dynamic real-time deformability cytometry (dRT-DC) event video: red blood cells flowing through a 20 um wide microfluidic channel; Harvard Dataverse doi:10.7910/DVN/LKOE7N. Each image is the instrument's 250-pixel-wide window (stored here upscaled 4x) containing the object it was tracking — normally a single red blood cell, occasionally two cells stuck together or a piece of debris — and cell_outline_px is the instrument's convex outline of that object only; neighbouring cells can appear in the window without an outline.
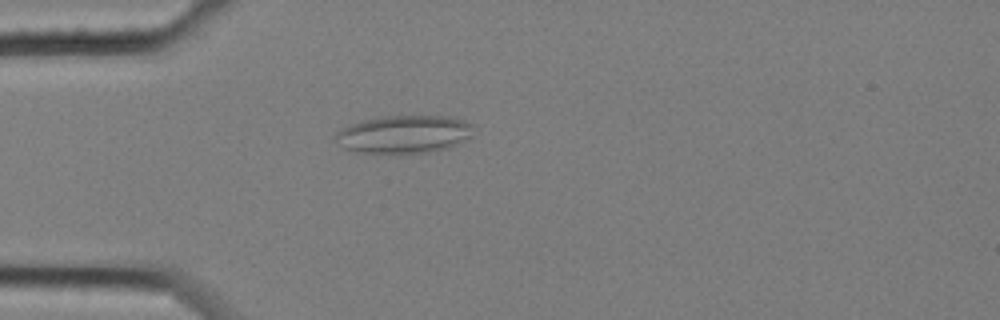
{"species": "common noctule bat (a hibernating species)", "species_latin": "Nyctalus noctula", "temperature_condition": "cold", "stored_images_in_passage": 47, "camera_frame_rate_fps": 3000, "um_per_image_px": 0.085, "animal": {"sex": "female", "body_mass_g": 25.1}, "frame": {"image": 1, "passage_image": 5, "time_ms": 1.333, "image_size_px": [1000, 320], "cell_outline_px": [[476, 124], [472, 136], [448, 148], [428, 152], [400, 156], [396, 156], [356, 152], [344, 148], [332, 140], [332, 136], [336, 132], [352, 124], [364, 120], [380, 116], [448, 116], [464, 120]], "centroid_in_image_um": [34.33, 11.45], "position_along_channel_um": 50.7, "area_um2": 31.62}}
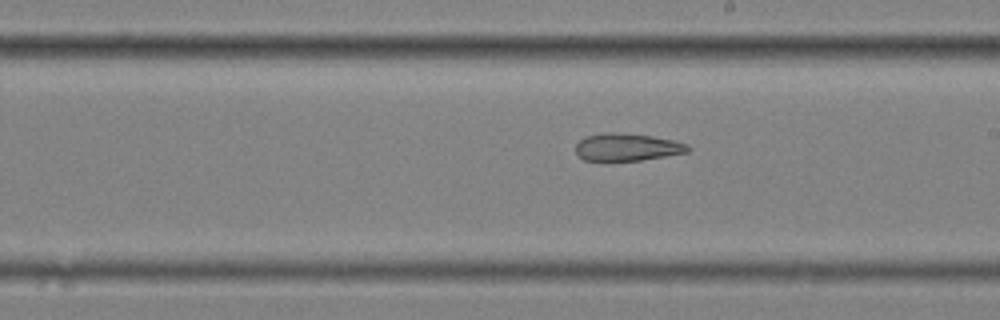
{"frame": {"image": 2, "passage_image": 22, "time_ms": 7.0, "image_size_px": [1000, 320], "cell_outline_px": [[692, 148], [688, 152], [640, 160], [584, 160], [576, 152], [576, 144], [584, 136], [604, 132], [616, 132], [652, 136], [676, 140], [688, 144]], "centroid_in_image_um": [53.33, 12.48], "position_along_channel_um": 235.7, "area_um2": 17.98}}
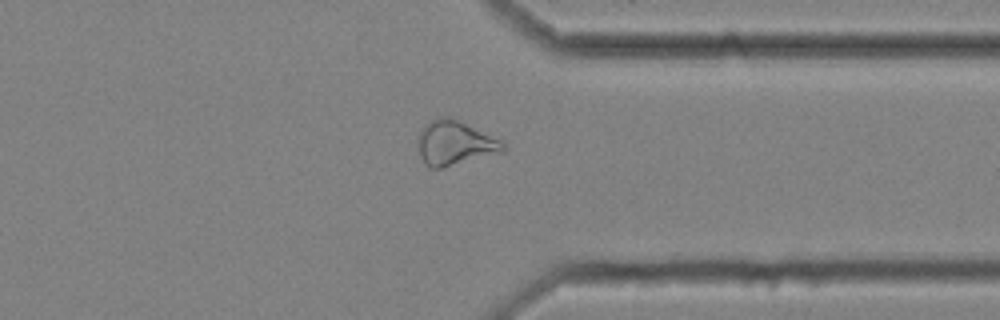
{"frame": {"image": 3, "passage_image": 34, "time_ms": 11.0, "image_size_px": [1000, 320], "cell_outline_px": [[504, 152], [440, 168], [428, 168], [424, 164], [420, 156], [416, 144], [416, 140], [424, 124], [428, 120], [440, 116], [448, 116], [500, 140], [504, 144]], "centroid_in_image_um": [38.57, 12.16], "position_along_channel_um": 372.8, "area_um2": 22.02}}